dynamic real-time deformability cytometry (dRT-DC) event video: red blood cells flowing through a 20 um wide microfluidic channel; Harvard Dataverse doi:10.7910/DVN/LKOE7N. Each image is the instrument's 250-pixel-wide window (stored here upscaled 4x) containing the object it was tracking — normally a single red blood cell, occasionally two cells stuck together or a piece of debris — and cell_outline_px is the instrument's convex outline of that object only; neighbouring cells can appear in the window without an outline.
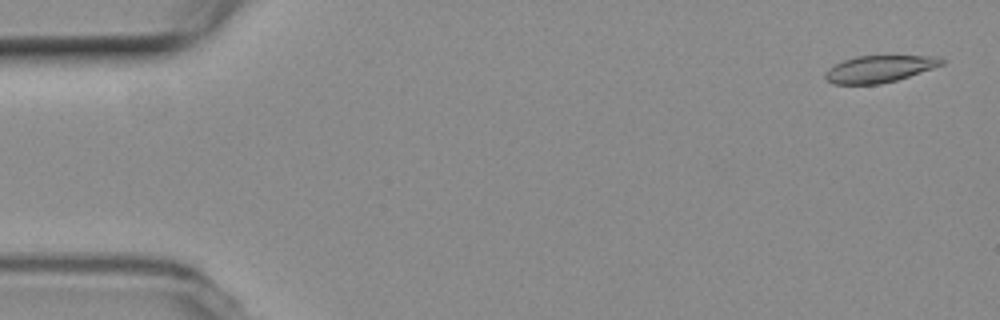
{"species": "common noctule bat (a hibernating species)", "species_latin": "Nyctalus noctula", "temperature_condition": "room temperature", "stored_images_in_passage": 55, "camera_frame_rate_fps": 3000, "um_per_image_px": 0.085, "animal": {"sex": "female", "body_mass_g": 19.3, "forearm_length_mm": 54.1}, "frame": {"image": 1, "passage_image": 2, "time_ms": 0.333, "image_size_px": [1000, 320], "cell_outline_px": [[944, 64], [896, 80], [880, 84], [832, 84], [824, 76], [824, 72], [828, 68], [844, 60], [856, 56], [940, 56], [944, 60]], "centroid_in_image_um": [74.73, 5.85], "position_along_channel_um": 10.3, "area_um2": 18.09}}
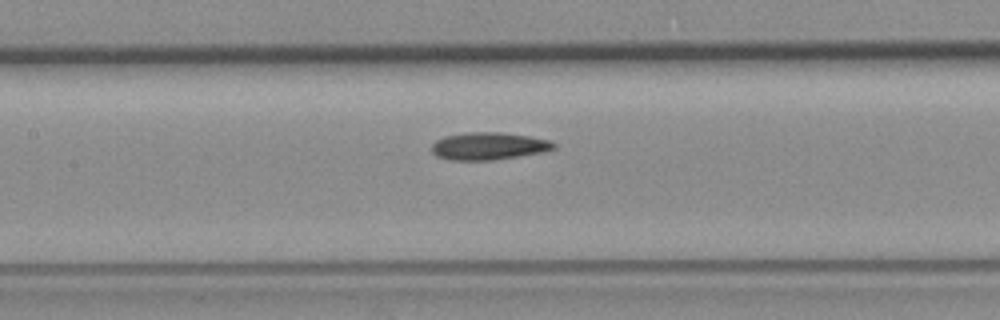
{"frame": {"image": 2, "passage_image": 25, "time_ms": 8.0, "image_size_px": [1000, 320], "cell_outline_px": [[556, 148], [540, 152], [520, 156], [492, 160], [452, 160], [436, 156], [432, 152], [432, 144], [436, 140], [444, 136], [468, 132], [500, 132], [528, 136], [552, 140], [556, 144]], "centroid_in_image_um": [41.53, 12.41], "position_along_channel_um": 165.9, "area_um2": 19.54}}
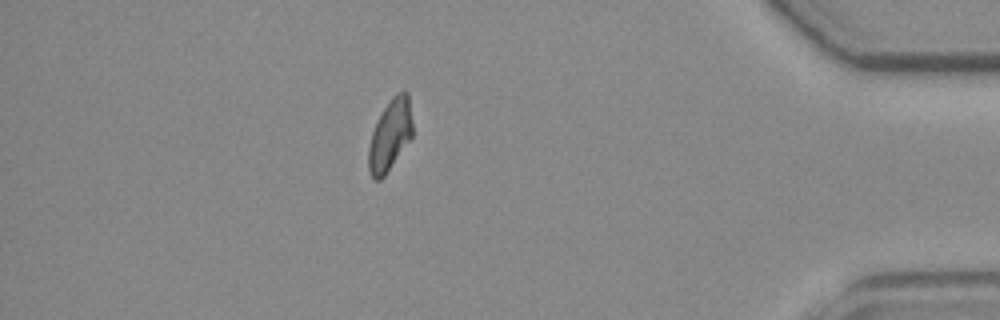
{"frame": {"image": 3, "passage_image": 48, "time_ms": 15.667, "image_size_px": [1000, 320], "cell_outline_px": [[412, 136], [384, 176], [380, 180], [372, 180], [368, 168], [368, 148], [372, 132], [384, 108], [392, 96], [396, 92], [408, 92], [412, 124]], "centroid_in_image_um": [33.14, 11.5], "position_along_channel_um": 402.1, "area_um2": 17.98}, "authors_computed_cell_mechanics": {"area_um2": 18.785, "velocity_mm_per_s": 3.7005, "shape_relaxation_time_tau1_ms": null, "shape_relaxation_time_tau2_ms": 6.4566, "deformation_change_tau1": null, "deformation_change_tau2": 0.1276}}